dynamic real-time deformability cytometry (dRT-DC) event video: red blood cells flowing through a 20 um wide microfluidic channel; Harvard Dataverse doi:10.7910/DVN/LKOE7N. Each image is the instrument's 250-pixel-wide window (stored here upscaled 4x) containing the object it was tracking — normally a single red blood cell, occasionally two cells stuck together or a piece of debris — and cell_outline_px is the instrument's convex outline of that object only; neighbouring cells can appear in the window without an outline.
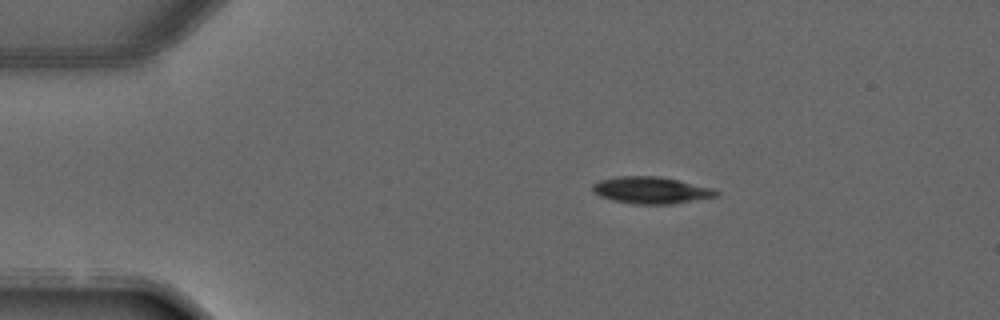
{"species": "common noctule bat (a hibernating species)", "species_latin": "Nyctalus noctula", "temperature_condition": "warm", "stored_images_in_passage": 2, "camera_frame_rate_fps": 3000, "um_per_image_px": 0.085, "animal": {"sex": "male", "forearm_length_mm": 52.5}, "frame": {"image": 1, "passage_image": 1, "time_ms": 0.0, "image_size_px": [1000, 320], "cell_outline_px": [[720, 196], [672, 204], [632, 204], [612, 200], [600, 196], [592, 192], [592, 184], [600, 180], [620, 176], [660, 176], [680, 180], [712, 188], [720, 192]], "centroid_in_image_um": [55.36, 16.17], "position_along_channel_um": 29.6, "area_um2": 19.54}}